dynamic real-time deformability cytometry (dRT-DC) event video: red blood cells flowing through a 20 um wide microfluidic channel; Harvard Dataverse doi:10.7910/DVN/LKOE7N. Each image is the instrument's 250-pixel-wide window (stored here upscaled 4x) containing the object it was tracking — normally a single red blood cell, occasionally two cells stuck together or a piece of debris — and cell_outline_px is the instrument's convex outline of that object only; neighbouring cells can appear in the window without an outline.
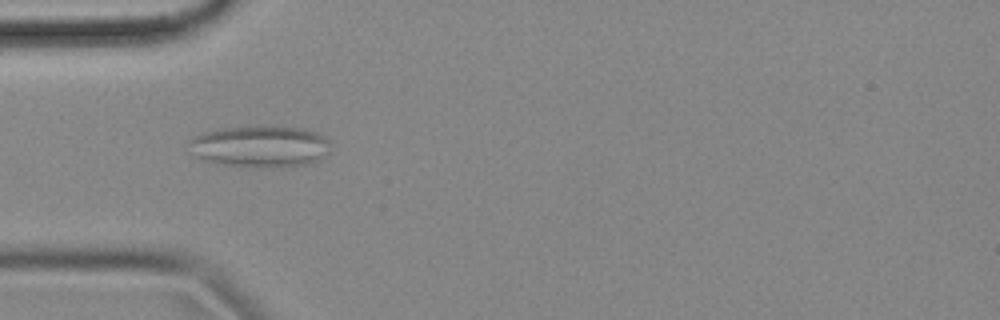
{"species": "common noctule bat (a hibernating species)", "species_latin": "Nyctalus noctula", "temperature_condition": "cold", "stored_images_in_passage": 46, "camera_frame_rate_fps": 3000, "um_per_image_px": 0.085, "animal": {"sex": "female", "body_mass_g": 18.4}, "frame": {"image": 1, "passage_image": 7, "time_ms": 2.0, "image_size_px": [1000, 320], "cell_outline_px": [[328, 152], [324, 156], [308, 164], [260, 168], [248, 168], [216, 164], [200, 160], [188, 152], [188, 140], [192, 136], [200, 132], [220, 128], [260, 124], [304, 128], [316, 132], [328, 140]], "centroid_in_image_um": [21.97, 12.43], "position_along_channel_um": 63.0, "area_um2": 35.66}}
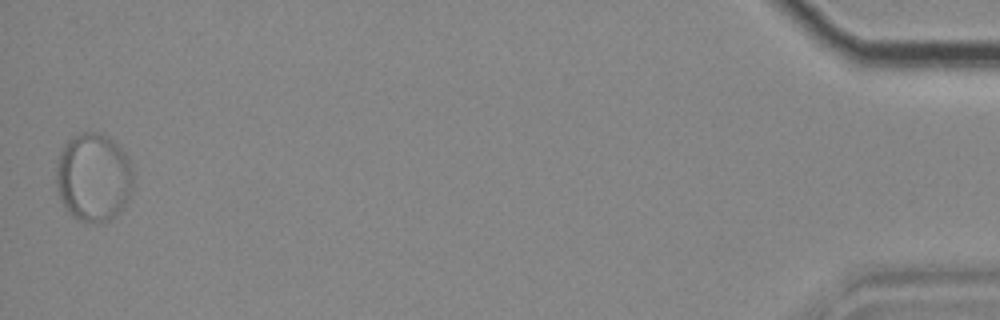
{"frame": {"image": 2, "passage_image": 46, "time_ms": 15.0, "image_size_px": [1000, 320], "cell_outline_px": [[132, 188], [128, 200], [120, 212], [104, 224], [92, 224], [80, 220], [72, 216], [64, 208], [60, 196], [56, 180], [56, 168], [60, 152], [64, 144], [68, 140], [80, 132], [96, 132], [108, 136], [128, 156], [132, 164]], "centroid_in_image_um": [7.95, 15.1], "position_along_channel_um": 427.2, "area_um2": 40.11}}